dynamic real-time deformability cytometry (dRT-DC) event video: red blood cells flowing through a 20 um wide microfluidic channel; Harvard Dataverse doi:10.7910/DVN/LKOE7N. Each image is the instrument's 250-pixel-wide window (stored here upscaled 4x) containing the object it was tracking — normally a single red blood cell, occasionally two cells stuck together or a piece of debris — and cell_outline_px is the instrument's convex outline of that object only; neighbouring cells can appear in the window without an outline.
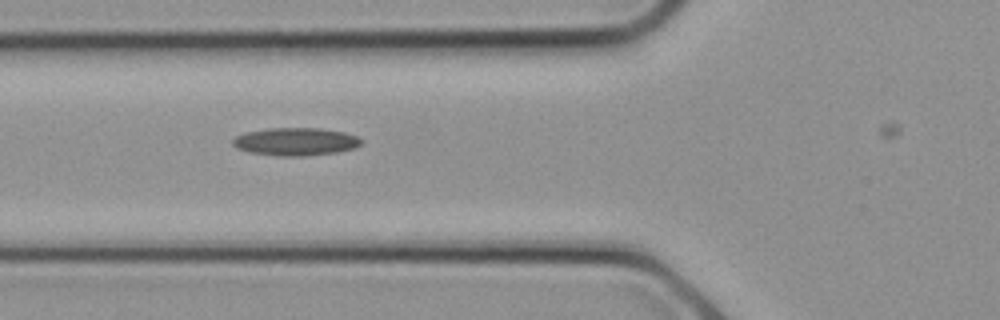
{"species": "common noctule bat (a hibernating species)", "species_latin": "Nyctalus noctula", "temperature_condition": "cold", "stored_images_in_passage": 10, "camera_frame_rate_fps": 3000, "um_per_image_px": 0.085, "animal": {"sex": "female", "body_mass_g": 21.9}, "frame": {"image": 1, "passage_image": 8, "time_ms": 2.333, "image_size_px": [1000, 320], "cell_outline_px": [[364, 140], [356, 148], [336, 152], [304, 156], [276, 156], [248, 152], [236, 148], [232, 144], [232, 140], [236, 136], [244, 132], [272, 128], [320, 128], [344, 132], [356, 136]], "centroid_in_image_um": [25.11, 12.04], "position_along_channel_um": 100.7, "area_um2": 20.98}}